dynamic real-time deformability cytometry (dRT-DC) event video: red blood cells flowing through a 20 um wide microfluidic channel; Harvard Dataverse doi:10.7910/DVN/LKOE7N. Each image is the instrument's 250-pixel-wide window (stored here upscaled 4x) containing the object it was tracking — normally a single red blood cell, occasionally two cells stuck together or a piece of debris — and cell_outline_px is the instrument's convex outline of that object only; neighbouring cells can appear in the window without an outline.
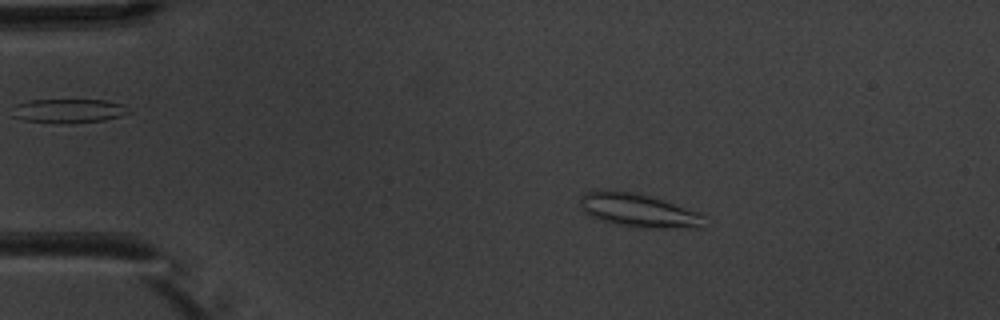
{"species": "common noctule bat (a hibernating species)", "species_latin": "Nyctalus noctula", "temperature_condition": "warm", "stored_images_in_passage": 3, "camera_frame_rate_fps": 3000, "um_per_image_px": 0.085, "animal": {"sex": "male", "body_mass_g": 20.1, "forearm_length_mm": 53.5}, "frame": {"image": 1, "passage_image": 2, "time_ms": 1.333, "image_size_px": [1000, 320], "cell_outline_px": [[708, 216], [704, 228], [636, 228], [608, 224], [588, 216], [584, 212], [580, 204], [580, 196], [588, 192], [636, 192], [664, 200], [700, 212]], "centroid_in_image_um": [54.36, 17.95], "position_along_channel_um": 30.6, "area_um2": 24.74}}